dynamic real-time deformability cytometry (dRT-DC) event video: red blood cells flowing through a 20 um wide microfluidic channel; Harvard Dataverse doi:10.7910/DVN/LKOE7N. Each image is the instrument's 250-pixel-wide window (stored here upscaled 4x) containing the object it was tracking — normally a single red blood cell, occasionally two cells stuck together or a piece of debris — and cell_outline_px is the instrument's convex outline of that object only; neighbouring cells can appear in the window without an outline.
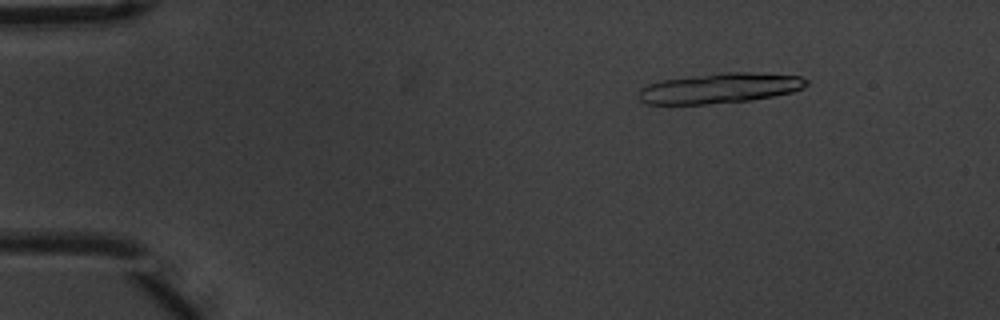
{"species": "common noctule bat (a hibernating species)", "species_latin": "Nyctalus noctula", "temperature_condition": "warm", "stored_images_in_passage": 5, "camera_frame_rate_fps": 3000, "um_per_image_px": 0.085, "animal": {"sex": "male", "body_mass_g": 20.1, "forearm_length_mm": 53.5}, "frame": {"image": 1, "passage_image": 2, "time_ms": 0.333, "image_size_px": [1000, 320], "cell_outline_px": [[808, 84], [804, 88], [792, 92], [752, 100], [708, 104], [644, 104], [640, 100], [640, 88], [648, 84], [660, 80], [724, 72], [748, 72], [800, 76], [808, 80]], "centroid_in_image_um": [61.19, 7.5], "position_along_channel_um": 23.8, "area_um2": 29.48}}